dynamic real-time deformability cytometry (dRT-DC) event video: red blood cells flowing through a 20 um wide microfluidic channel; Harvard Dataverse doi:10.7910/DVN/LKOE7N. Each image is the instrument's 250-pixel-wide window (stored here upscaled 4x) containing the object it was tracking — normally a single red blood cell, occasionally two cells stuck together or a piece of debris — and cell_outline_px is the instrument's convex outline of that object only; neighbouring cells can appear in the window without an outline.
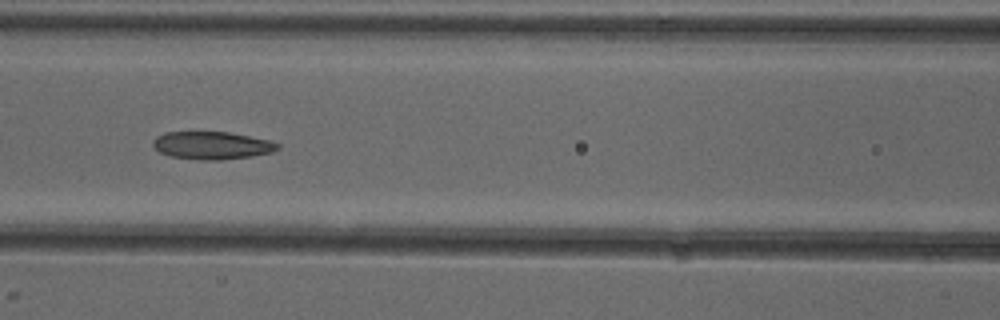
{"species": "common noctule bat (a hibernating species)", "species_latin": "Nyctalus noctula", "temperature_condition": "cold", "stored_images_in_passage": 9, "camera_frame_rate_fps": 3000, "um_per_image_px": 0.085, "animal": {"sex": "female"}, "frame": {"image": 1, "passage_image": 7, "time_ms": 7.0, "image_size_px": [1000, 320], "cell_outline_px": [[280, 148], [272, 152], [252, 156], [220, 160], [196, 160], [172, 156], [160, 152], [152, 144], [152, 140], [156, 136], [164, 132], [228, 132], [268, 140], [280, 144]], "centroid_in_image_um": [18.0, 12.36], "position_along_channel_um": 148.6, "area_um2": 20.11}}
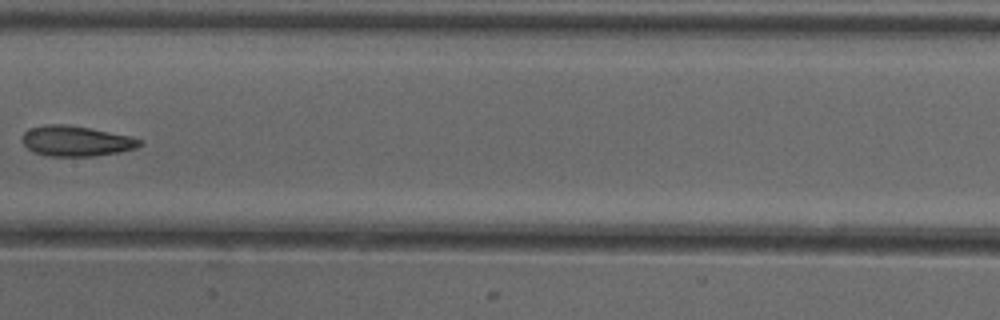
{"frame": {"image": 2, "passage_image": 8, "time_ms": 8.333, "image_size_px": [1000, 320], "cell_outline_px": [[144, 144], [136, 148], [120, 152], [92, 156], [52, 156], [36, 152], [28, 148], [20, 140], [24, 132], [28, 128], [44, 124], [64, 124], [88, 128], [128, 136], [140, 140]], "centroid_in_image_um": [6.43, 11.98], "position_along_channel_um": 201.0, "area_um2": 20.58}}
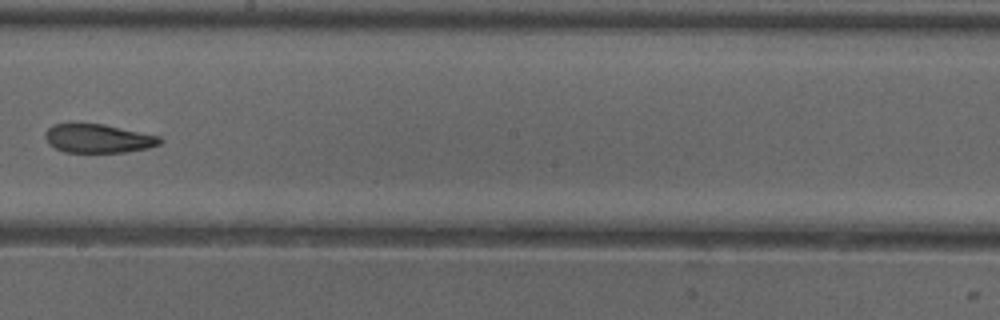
{"frame": {"image": 3, "passage_image": 9, "time_ms": 9.333, "image_size_px": [1000, 320], "cell_outline_px": [[164, 140], [160, 144], [148, 148], [124, 152], [64, 152], [48, 144], [44, 136], [44, 132], [52, 124], [104, 124], [160, 136]], "centroid_in_image_um": [8.34, 11.77], "position_along_channel_um": 239.9, "area_um2": 19.25}}